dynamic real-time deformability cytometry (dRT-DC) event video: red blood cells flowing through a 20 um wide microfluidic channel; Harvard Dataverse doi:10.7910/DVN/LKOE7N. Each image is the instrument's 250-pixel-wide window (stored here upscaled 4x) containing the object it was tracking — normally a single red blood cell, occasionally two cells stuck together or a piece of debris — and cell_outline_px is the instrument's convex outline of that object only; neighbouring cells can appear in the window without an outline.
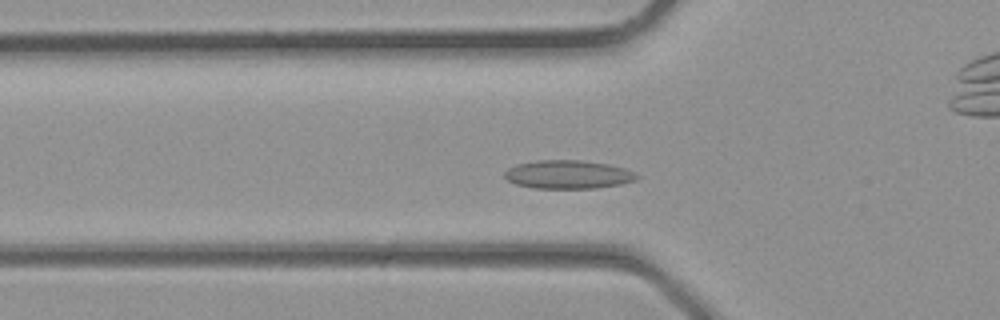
{"species": "common noctule bat (a hibernating species)", "species_latin": "Nyctalus noctula", "temperature_condition": "room temperature", "stored_images_in_passage": 28, "camera_frame_rate_fps": 3000, "um_per_image_px": 0.085, "animal": {"sex": "male", "body_mass_g": 23.1, "forearm_length_mm": 52.7}, "frame": {"image": 1, "passage_image": 4, "time_ms": 1.0, "image_size_px": [1000, 320], "cell_outline_px": [[640, 176], [636, 180], [620, 184], [596, 188], [532, 188], [516, 184], [508, 180], [504, 176], [504, 172], [508, 168], [516, 164], [536, 160], [584, 160], [608, 164], [624, 168], [636, 172]], "centroid_in_image_um": [48.29, 14.82], "position_along_channel_um": 77.5, "area_um2": 22.08}}
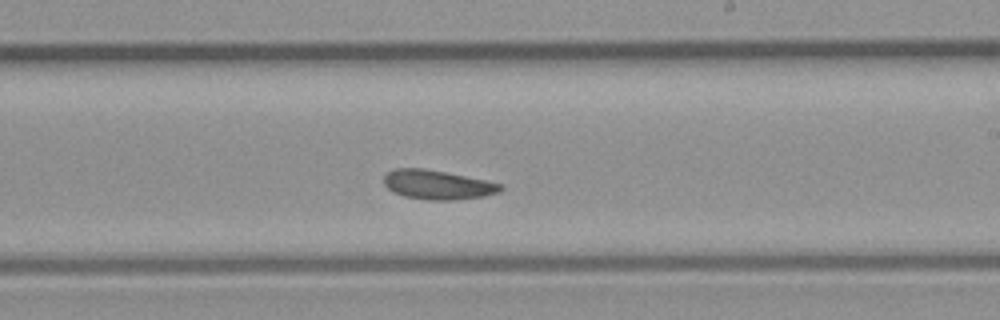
{"frame": {"image": 2, "passage_image": 13, "time_ms": 4.0, "image_size_px": [1000, 320], "cell_outline_px": [[504, 188], [500, 192], [484, 196], [456, 200], [428, 200], [404, 196], [392, 192], [384, 184], [384, 176], [392, 168], [424, 168], [484, 180], [500, 184]], "centroid_in_image_um": [37.16, 15.71], "position_along_channel_um": 251.8, "area_um2": 19.83}}
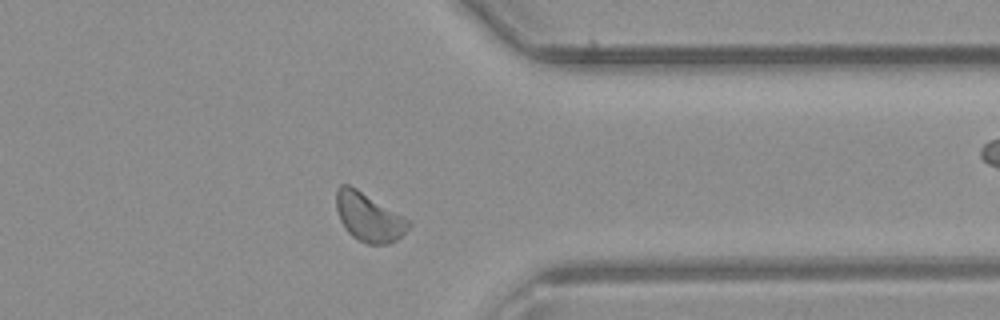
{"frame": {"image": 3, "passage_image": 20, "time_ms": 6.333, "image_size_px": [1000, 320], "cell_outline_px": [[412, 224], [396, 240], [388, 244], [368, 244], [352, 236], [344, 228], [340, 220], [336, 208], [336, 188], [340, 184], [348, 184], [356, 188], [412, 220]], "centroid_in_image_um": [31.35, 18.44], "position_along_channel_um": 380.1, "area_um2": 20.58}}